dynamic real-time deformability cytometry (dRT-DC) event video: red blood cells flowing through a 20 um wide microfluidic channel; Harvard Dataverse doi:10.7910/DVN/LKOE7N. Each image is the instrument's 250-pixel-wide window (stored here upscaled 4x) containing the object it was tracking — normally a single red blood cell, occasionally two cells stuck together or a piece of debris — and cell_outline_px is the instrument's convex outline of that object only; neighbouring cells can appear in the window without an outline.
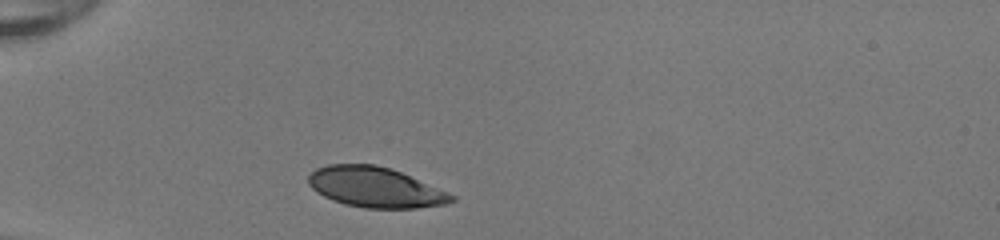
{"species": "human", "species_latin": "Homo sapiens", "temperature_condition": "room temperature", "stored_images_in_passage": 29, "camera_frame_rate_fps": 3000, "um_per_image_px": 0.085, "donor": {"sex": "female"}, "frame": {"image": 1, "passage_image": 1, "time_ms": 0.0, "image_size_px": [1000, 240], "cell_outline_px": [[444, 200], [432, 204], [400, 208], [384, 208], [352, 204], [328, 196], [320, 192], [312, 184], [312, 176], [316, 172], [324, 168], [344, 164], [368, 164], [384, 168], [396, 172], [412, 180]], "centroid_in_image_um": [31.59, 15.89], "position_along_channel_um": 53.4, "area_um2": 28.09}}
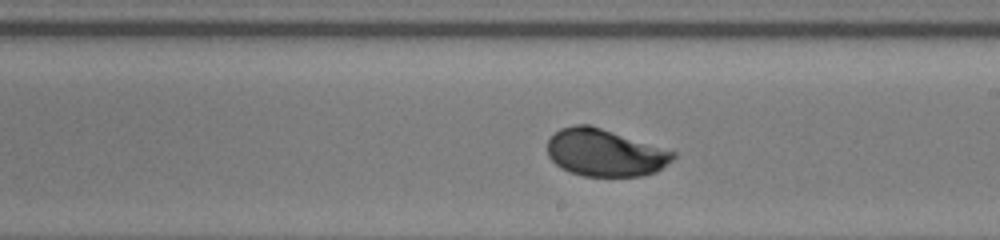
{"frame": {"image": 2, "passage_image": 16, "time_ms": 5.0, "image_size_px": [1000, 240], "cell_outline_px": [[668, 156], [656, 168], [648, 172], [624, 176], [600, 176], [580, 172], [568, 168], [560, 164], [552, 156], [552, 140], [560, 132], [568, 128], [596, 128]], "centroid_in_image_um": [51.24, 13.04], "position_along_channel_um": 237.8, "area_um2": 28.15}}
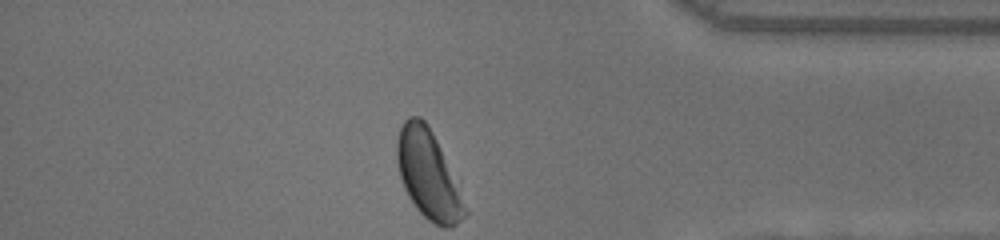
{"frame": {"image": 3, "passage_image": 29, "time_ms": 9.333, "image_size_px": [1000, 240], "cell_outline_px": [[448, 188], [444, 224], [440, 224], [432, 220], [416, 204], [404, 180], [400, 168], [400, 136], [404, 124], [408, 120], [420, 120], [424, 124], [440, 156], [448, 184]], "centroid_in_image_um": [36.0, 14.49], "position_along_channel_um": 399.2, "area_um2": 24.22}}